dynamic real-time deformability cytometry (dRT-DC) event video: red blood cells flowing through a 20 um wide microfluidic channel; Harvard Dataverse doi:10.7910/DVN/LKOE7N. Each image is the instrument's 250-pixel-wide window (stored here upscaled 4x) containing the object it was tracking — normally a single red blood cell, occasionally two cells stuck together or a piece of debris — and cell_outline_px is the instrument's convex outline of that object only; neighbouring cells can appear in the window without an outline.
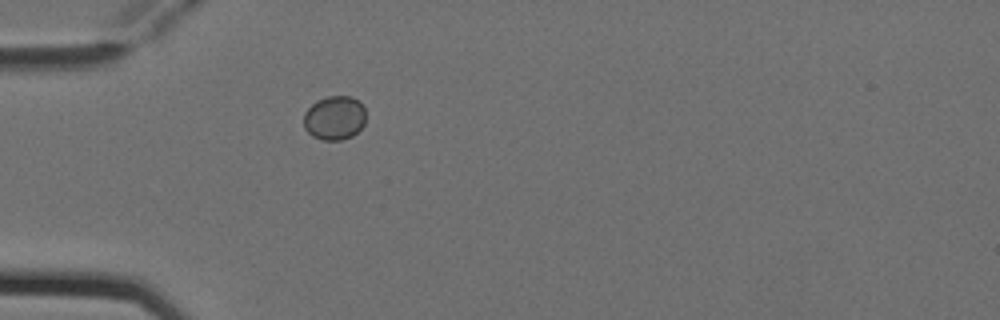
{"species": "Egyptian fruit bat (a non-hibernating species)", "species_latin": "Rousettus aegyptiacus", "temperature_condition": "cold", "stored_images_in_passage": 3, "camera_frame_rate_fps": 3000, "um_per_image_px": 0.085, "animal": {"sex": "female"}, "frame": {"image": 1, "passage_image": 3, "time_ms": 0.667, "image_size_px": [1000, 320], "cell_outline_px": [[364, 124], [352, 136], [340, 140], [320, 140], [312, 136], [304, 128], [304, 112], [316, 100], [328, 96], [352, 96], [360, 100], [364, 108]], "centroid_in_image_um": [28.42, 10.01], "position_along_channel_um": 56.6, "area_um2": 16.07}}